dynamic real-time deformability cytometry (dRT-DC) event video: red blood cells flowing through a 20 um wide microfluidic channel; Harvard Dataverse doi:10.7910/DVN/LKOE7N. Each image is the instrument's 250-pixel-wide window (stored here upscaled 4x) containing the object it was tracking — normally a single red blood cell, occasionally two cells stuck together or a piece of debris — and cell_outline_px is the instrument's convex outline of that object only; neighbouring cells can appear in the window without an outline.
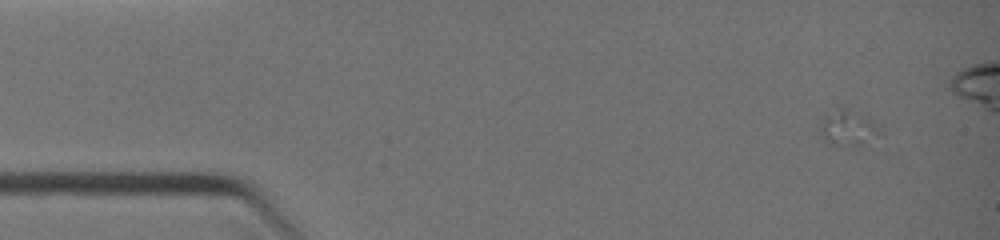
{"species": "common noctule bat (a hibernating species)", "species_latin": "Nyctalus noctula", "temperature_condition": "warm", "stored_images_in_passage": 37, "camera_frame_rate_fps": 3000, "um_per_image_px": 0.085, "animal": {"sex": "female", "body_mass_g": 19.0, "forearm_length_mm": 51.5}, "frame": {"image": 1, "passage_image": 7, "time_ms": 1.0, "image_size_px": [1000, 240], "cell_outline_px": [[884, 132], [836, 144], [832, 144], [820, 136], [820, 128], [824, 116], [840, 108], [848, 108], [868, 112]], "centroid_in_image_um": [72.08, 10.69], "position_along_channel_um": 12.9, "area_um2": 11.44}}